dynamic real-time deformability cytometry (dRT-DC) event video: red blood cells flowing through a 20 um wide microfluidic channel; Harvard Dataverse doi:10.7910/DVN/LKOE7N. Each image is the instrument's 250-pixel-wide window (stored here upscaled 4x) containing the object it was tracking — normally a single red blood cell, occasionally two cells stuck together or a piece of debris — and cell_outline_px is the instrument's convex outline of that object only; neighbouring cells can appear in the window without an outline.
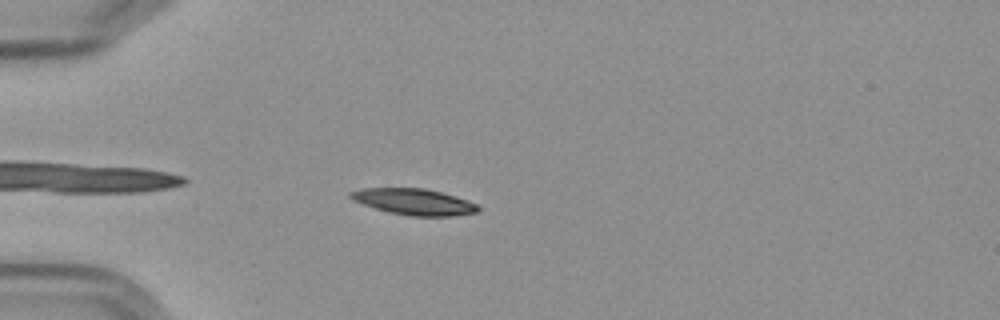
{"species": "Egyptian fruit bat (a non-hibernating species)", "species_latin": "Rousettus aegyptiacus", "temperature_condition": "cold", "stored_images_in_passage": 45, "camera_frame_rate_fps": 3000, "um_per_image_px": 0.085, "frame": {"image": 1, "passage_image": 4, "time_ms": 1.0, "image_size_px": [1000, 320], "cell_outline_px": [[480, 208], [476, 212], [452, 216], [412, 216], [388, 212], [352, 200], [348, 196], [348, 192], [360, 188], [424, 188], [456, 196], [468, 200], [476, 204]], "centroid_in_image_um": [35.16, 17.14], "position_along_channel_um": 49.8, "area_um2": 19.42}}
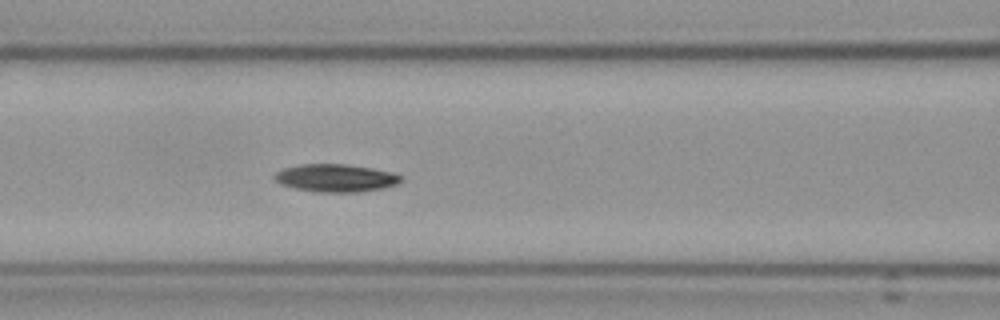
{"frame": {"image": 2, "passage_image": 13, "time_ms": 4.0, "image_size_px": [1000, 320], "cell_outline_px": [[404, 180], [396, 184], [384, 188], [360, 192], [320, 192], [296, 188], [280, 184], [272, 176], [276, 172], [284, 168], [300, 164], [348, 164], [372, 168], [392, 172], [400, 176]], "centroid_in_image_um": [28.55, 15.12], "position_along_channel_um": 138.1, "area_um2": 20.46}}
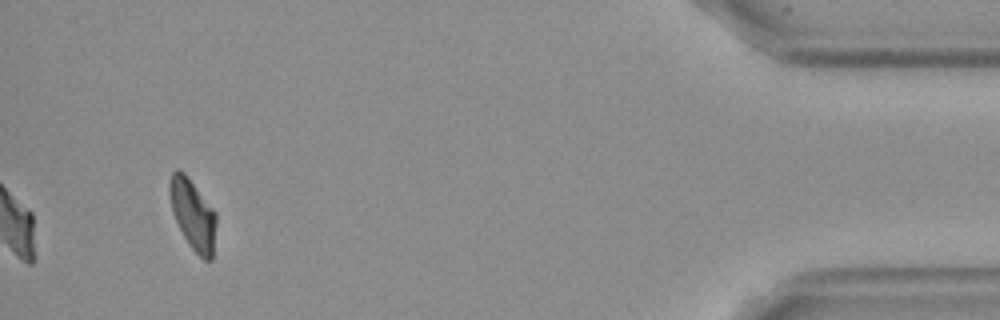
{"frame": {"image": 3, "passage_image": 42, "time_ms": 13.667, "image_size_px": [1000, 320], "cell_outline_px": [[216, 224], [212, 260], [204, 260], [192, 248], [184, 236], [172, 212], [168, 192], [168, 184], [172, 172], [176, 168], [184, 172], [216, 212]], "centroid_in_image_um": [16.38, 18.2], "position_along_channel_um": 418.8, "area_um2": 19.02}, "authors_computed_cell_mechanics": {"area_um2": 19.8832, "velocity_mm_per_s": 3.5681, "shape_relaxation_time_tau1_ms": 8.7691, "shape_relaxation_time_tau2_ms": null, "deformation_change_tau1": 0.1801, "deformation_change_tau2": null}}